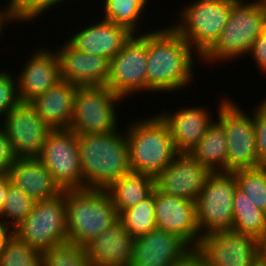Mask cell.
I'll use <instances>...</instances> for the list:
<instances>
[{"label": "cell", "instance_id": "cell-1", "mask_svg": "<svg viewBox=\"0 0 266 266\" xmlns=\"http://www.w3.org/2000/svg\"><path fill=\"white\" fill-rule=\"evenodd\" d=\"M151 27L147 31V95H181L195 84L201 57L170 23Z\"/></svg>", "mask_w": 266, "mask_h": 266}, {"label": "cell", "instance_id": "cell-2", "mask_svg": "<svg viewBox=\"0 0 266 266\" xmlns=\"http://www.w3.org/2000/svg\"><path fill=\"white\" fill-rule=\"evenodd\" d=\"M82 189H106L131 172L125 127L106 134H78Z\"/></svg>", "mask_w": 266, "mask_h": 266}, {"label": "cell", "instance_id": "cell-3", "mask_svg": "<svg viewBox=\"0 0 266 266\" xmlns=\"http://www.w3.org/2000/svg\"><path fill=\"white\" fill-rule=\"evenodd\" d=\"M265 28L266 9L262 0H236L228 23L216 42L201 56V66L211 64V68L217 64L220 67L241 61Z\"/></svg>", "mask_w": 266, "mask_h": 266}, {"label": "cell", "instance_id": "cell-4", "mask_svg": "<svg viewBox=\"0 0 266 266\" xmlns=\"http://www.w3.org/2000/svg\"><path fill=\"white\" fill-rule=\"evenodd\" d=\"M149 117H130L122 124L129 146L131 172L149 174L154 178L161 173L178 154L167 123L157 113ZM126 124V125H125Z\"/></svg>", "mask_w": 266, "mask_h": 266}, {"label": "cell", "instance_id": "cell-5", "mask_svg": "<svg viewBox=\"0 0 266 266\" xmlns=\"http://www.w3.org/2000/svg\"><path fill=\"white\" fill-rule=\"evenodd\" d=\"M68 240L87 245L119 215L105 189L65 190Z\"/></svg>", "mask_w": 266, "mask_h": 266}, {"label": "cell", "instance_id": "cell-6", "mask_svg": "<svg viewBox=\"0 0 266 266\" xmlns=\"http://www.w3.org/2000/svg\"><path fill=\"white\" fill-rule=\"evenodd\" d=\"M236 0H192L177 8L170 25L201 57L218 39L228 23ZM188 2V4H186ZM183 6V7H182ZM178 12V13H177ZM177 15V16H176Z\"/></svg>", "mask_w": 266, "mask_h": 266}, {"label": "cell", "instance_id": "cell-7", "mask_svg": "<svg viewBox=\"0 0 266 266\" xmlns=\"http://www.w3.org/2000/svg\"><path fill=\"white\" fill-rule=\"evenodd\" d=\"M122 103H126L125 99L107 86L77 87L70 129L77 134L114 132L122 126L119 121Z\"/></svg>", "mask_w": 266, "mask_h": 266}, {"label": "cell", "instance_id": "cell-8", "mask_svg": "<svg viewBox=\"0 0 266 266\" xmlns=\"http://www.w3.org/2000/svg\"><path fill=\"white\" fill-rule=\"evenodd\" d=\"M235 99L238 98L229 96L220 105L215 120L227 138V172L259 167L253 108L246 111Z\"/></svg>", "mask_w": 266, "mask_h": 266}, {"label": "cell", "instance_id": "cell-9", "mask_svg": "<svg viewBox=\"0 0 266 266\" xmlns=\"http://www.w3.org/2000/svg\"><path fill=\"white\" fill-rule=\"evenodd\" d=\"M12 232L41 253L68 240L65 190L55 197L36 201L30 214Z\"/></svg>", "mask_w": 266, "mask_h": 266}, {"label": "cell", "instance_id": "cell-10", "mask_svg": "<svg viewBox=\"0 0 266 266\" xmlns=\"http://www.w3.org/2000/svg\"><path fill=\"white\" fill-rule=\"evenodd\" d=\"M147 32L132 34L110 60L106 86L116 95L131 101L147 94Z\"/></svg>", "mask_w": 266, "mask_h": 266}, {"label": "cell", "instance_id": "cell-11", "mask_svg": "<svg viewBox=\"0 0 266 266\" xmlns=\"http://www.w3.org/2000/svg\"><path fill=\"white\" fill-rule=\"evenodd\" d=\"M238 187L232 172H212L196 199L197 225L201 236L232 229L233 197Z\"/></svg>", "mask_w": 266, "mask_h": 266}, {"label": "cell", "instance_id": "cell-12", "mask_svg": "<svg viewBox=\"0 0 266 266\" xmlns=\"http://www.w3.org/2000/svg\"><path fill=\"white\" fill-rule=\"evenodd\" d=\"M38 159L64 190L82 189L78 134L69 129H52Z\"/></svg>", "mask_w": 266, "mask_h": 266}, {"label": "cell", "instance_id": "cell-13", "mask_svg": "<svg viewBox=\"0 0 266 266\" xmlns=\"http://www.w3.org/2000/svg\"><path fill=\"white\" fill-rule=\"evenodd\" d=\"M0 126L8 136L17 158H38L52 130L30 102H19L4 117Z\"/></svg>", "mask_w": 266, "mask_h": 266}, {"label": "cell", "instance_id": "cell-14", "mask_svg": "<svg viewBox=\"0 0 266 266\" xmlns=\"http://www.w3.org/2000/svg\"><path fill=\"white\" fill-rule=\"evenodd\" d=\"M197 249L207 266H258L257 238L233 229L202 235Z\"/></svg>", "mask_w": 266, "mask_h": 266}, {"label": "cell", "instance_id": "cell-15", "mask_svg": "<svg viewBox=\"0 0 266 266\" xmlns=\"http://www.w3.org/2000/svg\"><path fill=\"white\" fill-rule=\"evenodd\" d=\"M221 95H218L220 98L218 97L215 105V112L212 111L211 106L207 107L208 104L197 106L194 103H190L191 106L180 103V106L174 110L170 107H168L169 110L165 107L161 111L158 110L157 113L169 126L178 153H189L205 135L208 128L216 120L214 113H217L220 105L229 97V95Z\"/></svg>", "mask_w": 266, "mask_h": 266}, {"label": "cell", "instance_id": "cell-16", "mask_svg": "<svg viewBox=\"0 0 266 266\" xmlns=\"http://www.w3.org/2000/svg\"><path fill=\"white\" fill-rule=\"evenodd\" d=\"M42 45L34 46L31 54L29 51L25 62L18 68L20 70L15 68L21 102H30L62 80L57 52L54 48L44 45V42Z\"/></svg>", "mask_w": 266, "mask_h": 266}, {"label": "cell", "instance_id": "cell-17", "mask_svg": "<svg viewBox=\"0 0 266 266\" xmlns=\"http://www.w3.org/2000/svg\"><path fill=\"white\" fill-rule=\"evenodd\" d=\"M92 17L91 20L94 21L85 18L88 23L85 20L81 21L85 24L79 23L72 34L70 31L68 37L63 38H67L66 40L80 52L111 60L133 33L111 21H106L98 16L95 20V17Z\"/></svg>", "mask_w": 266, "mask_h": 266}, {"label": "cell", "instance_id": "cell-18", "mask_svg": "<svg viewBox=\"0 0 266 266\" xmlns=\"http://www.w3.org/2000/svg\"><path fill=\"white\" fill-rule=\"evenodd\" d=\"M212 172L189 153H178L155 179V189L162 194L196 201Z\"/></svg>", "mask_w": 266, "mask_h": 266}, {"label": "cell", "instance_id": "cell-19", "mask_svg": "<svg viewBox=\"0 0 266 266\" xmlns=\"http://www.w3.org/2000/svg\"><path fill=\"white\" fill-rule=\"evenodd\" d=\"M156 227L171 232L191 248H197L201 234L197 225L194 201L162 194L154 189Z\"/></svg>", "mask_w": 266, "mask_h": 266}, {"label": "cell", "instance_id": "cell-20", "mask_svg": "<svg viewBox=\"0 0 266 266\" xmlns=\"http://www.w3.org/2000/svg\"><path fill=\"white\" fill-rule=\"evenodd\" d=\"M52 47L60 61L61 79L78 87L106 86L110 60L78 51L65 38Z\"/></svg>", "mask_w": 266, "mask_h": 266}, {"label": "cell", "instance_id": "cell-21", "mask_svg": "<svg viewBox=\"0 0 266 266\" xmlns=\"http://www.w3.org/2000/svg\"><path fill=\"white\" fill-rule=\"evenodd\" d=\"M190 249L176 234L155 228L135 238L130 266H170Z\"/></svg>", "mask_w": 266, "mask_h": 266}, {"label": "cell", "instance_id": "cell-22", "mask_svg": "<svg viewBox=\"0 0 266 266\" xmlns=\"http://www.w3.org/2000/svg\"><path fill=\"white\" fill-rule=\"evenodd\" d=\"M135 237L118 219L98 237L85 245L92 266H130Z\"/></svg>", "mask_w": 266, "mask_h": 266}, {"label": "cell", "instance_id": "cell-23", "mask_svg": "<svg viewBox=\"0 0 266 266\" xmlns=\"http://www.w3.org/2000/svg\"><path fill=\"white\" fill-rule=\"evenodd\" d=\"M7 175L14 186L35 202L55 197L63 192L38 158H17Z\"/></svg>", "mask_w": 266, "mask_h": 266}, {"label": "cell", "instance_id": "cell-24", "mask_svg": "<svg viewBox=\"0 0 266 266\" xmlns=\"http://www.w3.org/2000/svg\"><path fill=\"white\" fill-rule=\"evenodd\" d=\"M76 85L61 80L36 96L30 103L51 129H69L73 116Z\"/></svg>", "mask_w": 266, "mask_h": 266}, {"label": "cell", "instance_id": "cell-25", "mask_svg": "<svg viewBox=\"0 0 266 266\" xmlns=\"http://www.w3.org/2000/svg\"><path fill=\"white\" fill-rule=\"evenodd\" d=\"M100 6V10L95 14L99 15L100 18L111 21L117 25L127 28L133 34L144 33L150 31L151 27L144 25L145 18L148 17L146 12L149 11V2H154L151 0H96ZM102 4V5H101ZM101 11V12H100ZM99 13V14H98ZM144 18V20H143ZM144 25V26H143ZM148 28V30H147Z\"/></svg>", "mask_w": 266, "mask_h": 266}, {"label": "cell", "instance_id": "cell-26", "mask_svg": "<svg viewBox=\"0 0 266 266\" xmlns=\"http://www.w3.org/2000/svg\"><path fill=\"white\" fill-rule=\"evenodd\" d=\"M155 189V179L149 174L130 172L111 183L105 191L118 215L148 197Z\"/></svg>", "mask_w": 266, "mask_h": 266}, {"label": "cell", "instance_id": "cell-27", "mask_svg": "<svg viewBox=\"0 0 266 266\" xmlns=\"http://www.w3.org/2000/svg\"><path fill=\"white\" fill-rule=\"evenodd\" d=\"M189 154L211 172H227L228 144L223 128L214 121Z\"/></svg>", "mask_w": 266, "mask_h": 266}, {"label": "cell", "instance_id": "cell-28", "mask_svg": "<svg viewBox=\"0 0 266 266\" xmlns=\"http://www.w3.org/2000/svg\"><path fill=\"white\" fill-rule=\"evenodd\" d=\"M232 229L256 238L266 230V212L257 208L238 187L233 197Z\"/></svg>", "mask_w": 266, "mask_h": 266}, {"label": "cell", "instance_id": "cell-29", "mask_svg": "<svg viewBox=\"0 0 266 266\" xmlns=\"http://www.w3.org/2000/svg\"><path fill=\"white\" fill-rule=\"evenodd\" d=\"M154 191L134 206L123 210L119 220L135 238L148 234L156 227Z\"/></svg>", "mask_w": 266, "mask_h": 266}, {"label": "cell", "instance_id": "cell-30", "mask_svg": "<svg viewBox=\"0 0 266 266\" xmlns=\"http://www.w3.org/2000/svg\"><path fill=\"white\" fill-rule=\"evenodd\" d=\"M0 266H42L41 252L9 231L1 242Z\"/></svg>", "mask_w": 266, "mask_h": 266}, {"label": "cell", "instance_id": "cell-31", "mask_svg": "<svg viewBox=\"0 0 266 266\" xmlns=\"http://www.w3.org/2000/svg\"><path fill=\"white\" fill-rule=\"evenodd\" d=\"M71 1L74 0H9L16 27L19 25V28L20 26L24 27L23 23L25 25L27 24V26L35 24V21L38 23L43 19L41 18L43 15L45 16L44 18H46V14L49 11L50 14L52 10L56 9H62L63 11L64 6L62 5H65L66 7L68 6L67 2Z\"/></svg>", "mask_w": 266, "mask_h": 266}, {"label": "cell", "instance_id": "cell-32", "mask_svg": "<svg viewBox=\"0 0 266 266\" xmlns=\"http://www.w3.org/2000/svg\"><path fill=\"white\" fill-rule=\"evenodd\" d=\"M42 266H92L85 246L66 240L41 253Z\"/></svg>", "mask_w": 266, "mask_h": 266}, {"label": "cell", "instance_id": "cell-33", "mask_svg": "<svg viewBox=\"0 0 266 266\" xmlns=\"http://www.w3.org/2000/svg\"><path fill=\"white\" fill-rule=\"evenodd\" d=\"M238 188L253 204L266 212V166L232 171Z\"/></svg>", "mask_w": 266, "mask_h": 266}, {"label": "cell", "instance_id": "cell-34", "mask_svg": "<svg viewBox=\"0 0 266 266\" xmlns=\"http://www.w3.org/2000/svg\"><path fill=\"white\" fill-rule=\"evenodd\" d=\"M35 201L12 183L0 214V222L9 230H14L32 211Z\"/></svg>", "mask_w": 266, "mask_h": 266}, {"label": "cell", "instance_id": "cell-35", "mask_svg": "<svg viewBox=\"0 0 266 266\" xmlns=\"http://www.w3.org/2000/svg\"><path fill=\"white\" fill-rule=\"evenodd\" d=\"M4 67L0 69V119L20 102L15 71Z\"/></svg>", "mask_w": 266, "mask_h": 266}, {"label": "cell", "instance_id": "cell-36", "mask_svg": "<svg viewBox=\"0 0 266 266\" xmlns=\"http://www.w3.org/2000/svg\"><path fill=\"white\" fill-rule=\"evenodd\" d=\"M259 101L253 107V122L255 126L257 158L260 167L266 166V103L261 98Z\"/></svg>", "mask_w": 266, "mask_h": 266}, {"label": "cell", "instance_id": "cell-37", "mask_svg": "<svg viewBox=\"0 0 266 266\" xmlns=\"http://www.w3.org/2000/svg\"><path fill=\"white\" fill-rule=\"evenodd\" d=\"M247 58L253 60L257 67L256 70L259 69L262 75H266V28L255 39L245 59L247 60Z\"/></svg>", "mask_w": 266, "mask_h": 266}, {"label": "cell", "instance_id": "cell-38", "mask_svg": "<svg viewBox=\"0 0 266 266\" xmlns=\"http://www.w3.org/2000/svg\"><path fill=\"white\" fill-rule=\"evenodd\" d=\"M16 159L11 142L0 126V174H7Z\"/></svg>", "mask_w": 266, "mask_h": 266}, {"label": "cell", "instance_id": "cell-39", "mask_svg": "<svg viewBox=\"0 0 266 266\" xmlns=\"http://www.w3.org/2000/svg\"><path fill=\"white\" fill-rule=\"evenodd\" d=\"M5 1L6 3L3 2L2 6L0 5V43L3 42V39L5 38V36H8V35H4L5 33L7 34L6 32L7 29L9 28L11 30L10 26L14 24L13 25L14 27L16 25L14 15H13V12L10 6V2L9 0H5Z\"/></svg>", "mask_w": 266, "mask_h": 266}, {"label": "cell", "instance_id": "cell-40", "mask_svg": "<svg viewBox=\"0 0 266 266\" xmlns=\"http://www.w3.org/2000/svg\"><path fill=\"white\" fill-rule=\"evenodd\" d=\"M170 266H207L201 252L197 248H191L181 258Z\"/></svg>", "mask_w": 266, "mask_h": 266}, {"label": "cell", "instance_id": "cell-41", "mask_svg": "<svg viewBox=\"0 0 266 266\" xmlns=\"http://www.w3.org/2000/svg\"><path fill=\"white\" fill-rule=\"evenodd\" d=\"M257 264L266 266V230L257 238Z\"/></svg>", "mask_w": 266, "mask_h": 266}, {"label": "cell", "instance_id": "cell-42", "mask_svg": "<svg viewBox=\"0 0 266 266\" xmlns=\"http://www.w3.org/2000/svg\"><path fill=\"white\" fill-rule=\"evenodd\" d=\"M11 184L7 174H0V214L3 211V206L6 201L8 187Z\"/></svg>", "mask_w": 266, "mask_h": 266}, {"label": "cell", "instance_id": "cell-43", "mask_svg": "<svg viewBox=\"0 0 266 266\" xmlns=\"http://www.w3.org/2000/svg\"><path fill=\"white\" fill-rule=\"evenodd\" d=\"M9 232V230L0 222V246L4 236Z\"/></svg>", "mask_w": 266, "mask_h": 266}, {"label": "cell", "instance_id": "cell-44", "mask_svg": "<svg viewBox=\"0 0 266 266\" xmlns=\"http://www.w3.org/2000/svg\"><path fill=\"white\" fill-rule=\"evenodd\" d=\"M262 1L264 3L265 9H266V0H262Z\"/></svg>", "mask_w": 266, "mask_h": 266}, {"label": "cell", "instance_id": "cell-45", "mask_svg": "<svg viewBox=\"0 0 266 266\" xmlns=\"http://www.w3.org/2000/svg\"><path fill=\"white\" fill-rule=\"evenodd\" d=\"M266 96V95H265ZM262 100L266 103V97L262 98Z\"/></svg>", "mask_w": 266, "mask_h": 266}]
</instances>
